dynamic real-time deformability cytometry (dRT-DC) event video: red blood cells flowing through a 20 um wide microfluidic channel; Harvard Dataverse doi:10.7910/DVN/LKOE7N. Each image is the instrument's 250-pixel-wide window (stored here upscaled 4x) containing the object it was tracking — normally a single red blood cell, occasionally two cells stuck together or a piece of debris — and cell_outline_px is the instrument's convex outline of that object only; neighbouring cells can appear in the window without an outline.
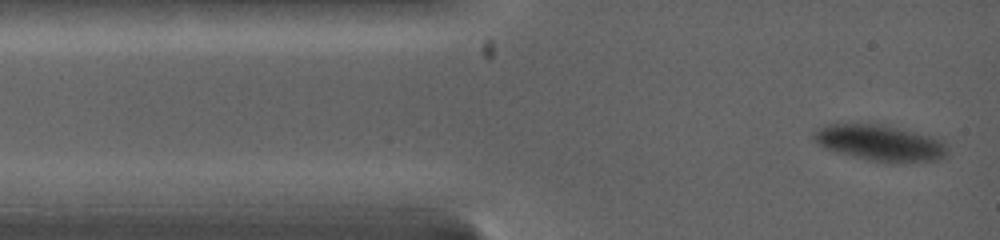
{"species": "common noctule bat (a hibernating species)", "species_latin": "Nyctalus noctula", "temperature_condition": "warm", "stored_images_in_passage": 9, "camera_frame_rate_fps": 5000, "um_per_image_px": 0.085, "animal": {"sex": "female", "body_mass_g": 19.0, "forearm_length_mm": 53.3}, "frame": {"image": 1, "passage_image": 1, "time_ms": 0.0, "image_size_px": [1000, 240], "cell_outline_px": [[948, 156], [944, 160], [868, 160], [852, 156], [824, 148], [816, 144], [812, 140], [812, 136], [824, 124], [880, 124], [916, 132], [932, 136], [944, 140], [948, 144]], "centroid_in_image_um": [74.82, 12.12], "position_along_channel_um": 10.2, "area_um2": 27.69}}
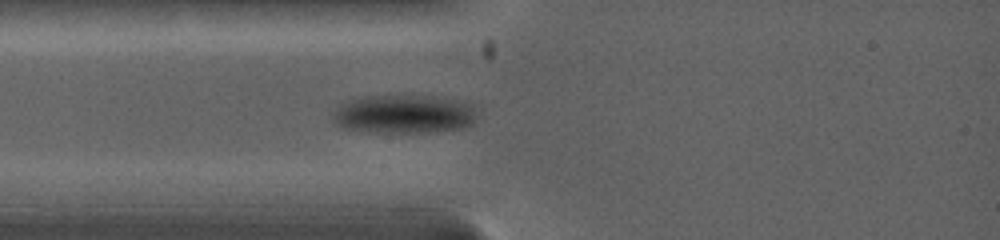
{"frame": {"image": 2, "passage_image": 6, "time_ms": 2.2, "image_size_px": [1000, 240], "cell_outline_px": [[476, 116], [472, 124], [460, 128], [424, 132], [368, 132], [344, 128], [336, 124], [332, 120], [332, 112], [340, 104], [348, 100], [364, 96], [428, 96], [456, 100], [472, 104]], "centroid_in_image_um": [34.27, 9.7], "position_along_channel_um": 50.7, "area_um2": 32.31}}
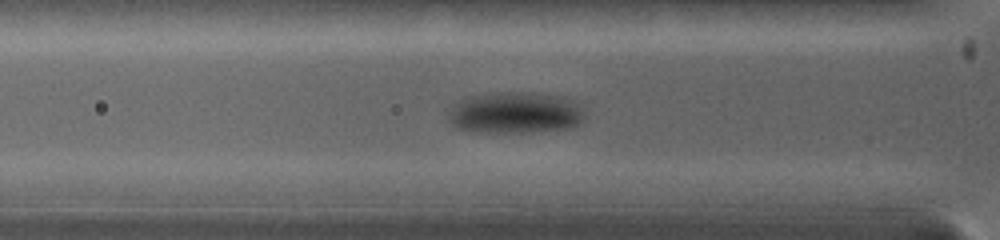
{"frame": {"image": 3, "passage_image": 8, "time_ms": 3.0, "image_size_px": [1000, 240], "cell_outline_px": [[584, 116], [580, 124], [572, 128], [540, 132], [472, 132], [460, 128], [452, 124], [448, 120], [448, 112], [460, 100], [468, 96], [488, 92], [544, 92], [560, 96], [584, 104]], "centroid_in_image_um": [43.86, 9.57], "position_along_channel_um": 81.9, "area_um2": 33.87}}